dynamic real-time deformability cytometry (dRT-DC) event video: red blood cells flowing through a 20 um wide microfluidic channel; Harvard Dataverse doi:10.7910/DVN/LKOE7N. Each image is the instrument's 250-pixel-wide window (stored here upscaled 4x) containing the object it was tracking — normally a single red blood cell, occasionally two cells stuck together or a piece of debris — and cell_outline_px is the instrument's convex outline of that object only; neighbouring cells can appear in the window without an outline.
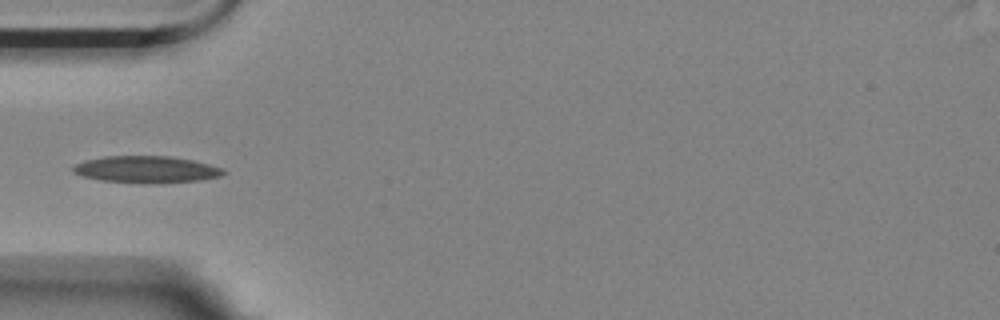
{"species": "Egyptian fruit bat (a non-hibernating species)", "species_latin": "Rousettus aegyptiacus", "temperature_condition": "room temperature", "stored_images_in_passage": 40, "camera_frame_rate_fps": 3000, "um_per_image_px": 0.085, "animal": {"sex": "female"}, "frame": {"image": 1, "passage_image": 1, "time_ms": 0.0, "image_size_px": [1000, 320], "cell_outline_px": [[224, 172], [220, 176], [200, 180], [144, 184], [140, 184], [100, 180], [84, 176], [72, 172], [72, 168], [76, 164], [84, 160], [104, 156], [168, 156], [192, 160], [224, 168]], "centroid_in_image_um": [12.4, 14.4], "position_along_channel_um": 72.6, "area_um2": 23.52}}
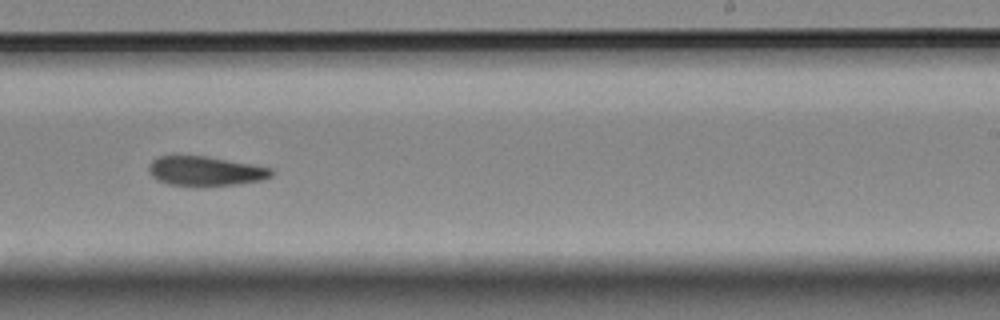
{"frame": {"image": 2, "passage_image": 18, "time_ms": 5.667, "image_size_px": [1000, 320], "cell_outline_px": [[272, 176], [264, 180], [236, 184], [200, 188], [196, 188], [168, 184], [156, 180], [152, 176], [148, 168], [148, 164], [152, 160], [160, 156], [204, 156], [252, 164], [272, 168]], "centroid_in_image_um": [17.44, 14.58], "position_along_channel_um": 271.6, "area_um2": 21.56}}
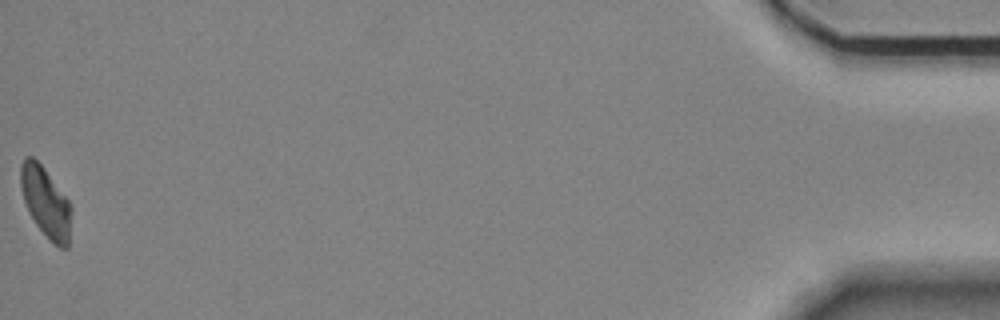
{"frame": {"image": 3, "passage_image": 40, "time_ms": 13.0, "image_size_px": [1000, 320], "cell_outline_px": [[72, 208], [68, 248], [60, 248], [36, 224], [28, 212], [24, 200], [20, 184], [20, 164], [28, 156], [32, 156], [44, 168], [68, 200]], "centroid_in_image_um": [3.88, 17.17], "position_along_channel_um": 431.3, "area_um2": 20.35}}